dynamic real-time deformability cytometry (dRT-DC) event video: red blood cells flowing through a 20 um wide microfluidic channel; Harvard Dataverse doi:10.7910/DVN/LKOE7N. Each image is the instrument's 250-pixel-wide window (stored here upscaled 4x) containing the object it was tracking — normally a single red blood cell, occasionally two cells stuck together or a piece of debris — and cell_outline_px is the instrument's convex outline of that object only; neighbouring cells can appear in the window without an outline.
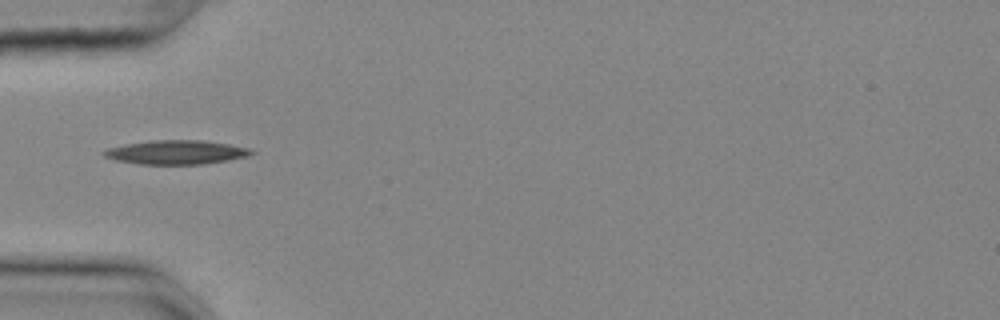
{"species": "common noctule bat (a hibernating species)", "species_latin": "Nyctalus noctula", "temperature_condition": "cold", "stored_images_in_passage": 38, "camera_frame_rate_fps": 3000, "um_per_image_px": 0.085, "animal": {"sex": "female", "body_mass_g": 25.1}, "frame": {"image": 1, "passage_image": 1, "time_ms": 0.0, "image_size_px": [1000, 320], "cell_outline_px": [[256, 152], [248, 156], [228, 160], [204, 164], [140, 164], [116, 160], [104, 156], [100, 152], [108, 148], [124, 144], [152, 140], [204, 140], [228, 144], [248, 148]], "centroid_in_image_um": [14.97, 12.94], "position_along_channel_um": 70.0, "area_um2": 20.63}}
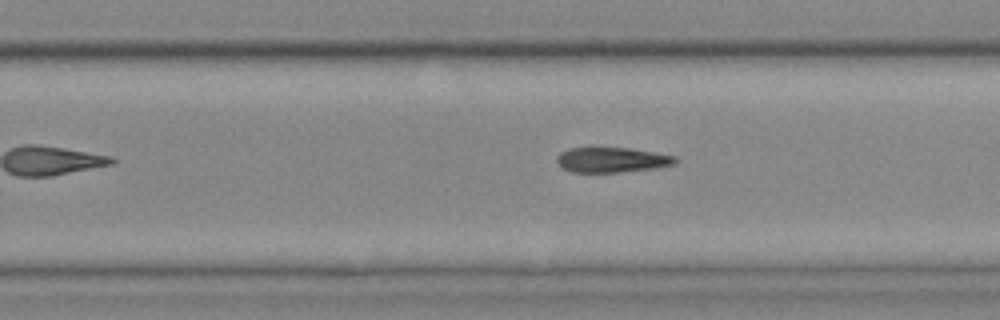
{"frame": {"image": 2, "passage_image": 18, "time_ms": 5.667, "image_size_px": [1000, 320], "cell_outline_px": [[680, 160], [676, 164], [656, 168], [620, 172], [572, 172], [564, 168], [556, 160], [556, 156], [560, 152], [568, 148], [592, 144], [628, 148], [676, 156]], "centroid_in_image_um": [51.98, 13.54], "position_along_channel_um": 277.8, "area_um2": 18.15}}
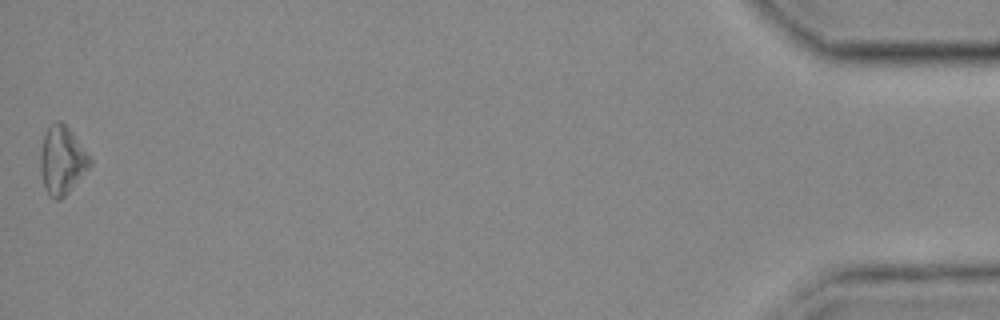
{"frame": {"image": 3, "passage_image": 38, "time_ms": 12.333, "image_size_px": [1000, 320], "cell_outline_px": [[92, 164], [68, 192], [60, 200], [52, 200], [44, 188], [40, 172], [40, 152], [44, 136], [48, 128], [56, 120], [60, 120], [72, 132], [92, 160]], "centroid_in_image_um": [5.25, 13.65], "position_along_channel_um": 430.0, "area_um2": 19.54}, "authors_computed_cell_mechanics": {"area_um2": 18.2937, "velocity_mm_per_s": 3.6803, "shape_relaxation_time_tau1_ms": 5.0306, "shape_relaxation_time_tau2_ms": 9.7305, "deformation_change_tau1": 0.1153, "deformation_change_tau2": 0.2449}}